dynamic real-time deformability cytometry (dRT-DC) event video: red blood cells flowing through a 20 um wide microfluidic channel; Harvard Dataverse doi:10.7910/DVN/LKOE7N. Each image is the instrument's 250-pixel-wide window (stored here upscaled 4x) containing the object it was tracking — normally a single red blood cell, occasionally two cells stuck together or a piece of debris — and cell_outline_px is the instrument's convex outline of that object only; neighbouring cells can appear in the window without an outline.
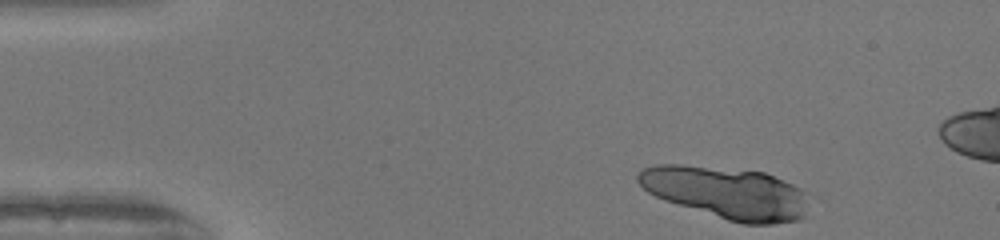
{"species": "human", "species_latin": "Homo sapiens", "temperature_condition": "warm", "stored_images_in_passage": 45, "camera_frame_rate_fps": 3000, "um_per_image_px": 0.085, "donor": {"sex": "female"}, "frame": {"image": 1, "passage_image": 1, "time_ms": 0.0, "image_size_px": [1000, 240], "cell_outline_px": [[812, 216], [800, 220], [772, 224], [744, 224], [728, 220], [664, 200], [648, 192], [636, 180], [636, 176], [640, 168], [656, 164], [680, 164], [764, 172], [792, 184], [800, 188], [808, 196]], "centroid_in_image_um": [61.82, 16.4], "position_along_channel_um": 23.2, "area_um2": 52.31}, "authors_computed_cell_mechanics": {"area_um2": 33.524, "velocity_mm_per_s": 4.0368, "shape_relaxation_time_tau1_ms": 0.6658, "shape_relaxation_time_tau2_ms": null, "deformation_change_tau1": 0.2768, "deformation_change_tau2": null}}